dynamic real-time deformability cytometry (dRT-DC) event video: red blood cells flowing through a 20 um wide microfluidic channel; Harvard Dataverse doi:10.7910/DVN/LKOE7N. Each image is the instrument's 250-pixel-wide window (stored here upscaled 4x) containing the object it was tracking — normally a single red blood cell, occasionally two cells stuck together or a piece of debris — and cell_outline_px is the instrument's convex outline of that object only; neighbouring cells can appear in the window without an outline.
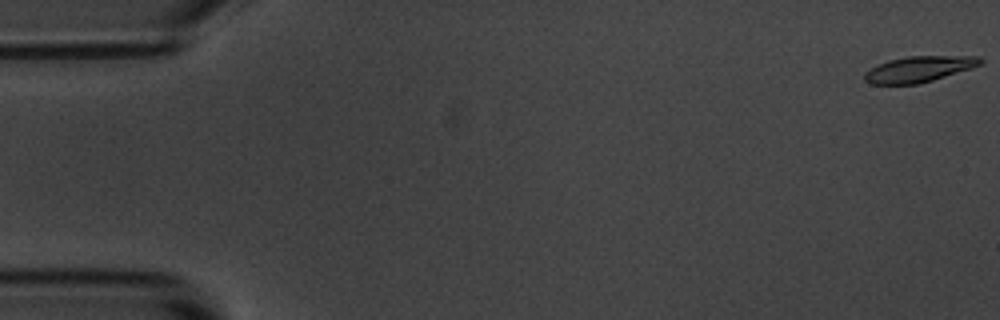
{"species": "common noctule bat (a hibernating species)", "species_latin": "Nyctalus noctula", "temperature_condition": "room temperature", "stored_images_in_passage": 6, "camera_frame_rate_fps": 3000, "um_per_image_px": 0.085, "animal": {"sex": "male", "body_mass_g": 20.1, "forearm_length_mm": 53.5}, "frame": {"image": 1, "passage_image": 1, "time_ms": 0.0, "image_size_px": [1000, 320], "cell_outline_px": [[984, 60], [980, 64], [972, 68], [920, 84], [872, 84], [864, 80], [864, 72], [888, 60], [908, 56], [980, 56]], "centroid_in_image_um": [78.13, 5.87], "position_along_channel_um": 6.9, "area_um2": 17.4}}
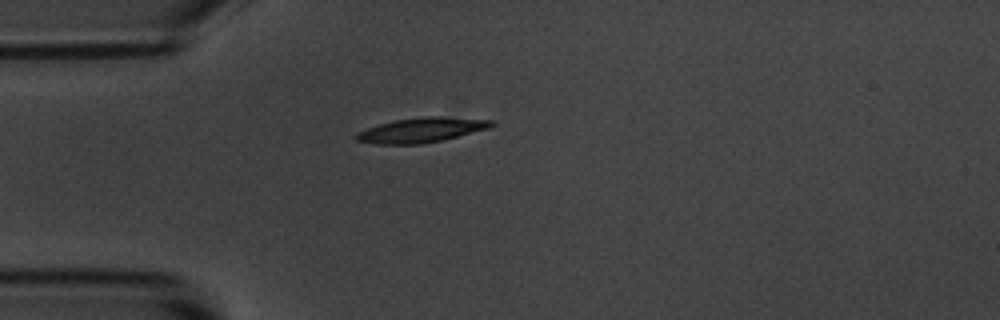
{"frame": {"image": 2, "passage_image": 5, "time_ms": 1.333, "image_size_px": [1000, 320], "cell_outline_px": [[496, 124], [488, 128], [440, 140], [420, 144], [376, 144], [356, 140], [356, 132], [380, 124], [396, 120], [428, 116], [440, 116], [492, 120]], "centroid_in_image_um": [35.81, 11.05], "position_along_channel_um": 49.2, "area_um2": 19.07}}